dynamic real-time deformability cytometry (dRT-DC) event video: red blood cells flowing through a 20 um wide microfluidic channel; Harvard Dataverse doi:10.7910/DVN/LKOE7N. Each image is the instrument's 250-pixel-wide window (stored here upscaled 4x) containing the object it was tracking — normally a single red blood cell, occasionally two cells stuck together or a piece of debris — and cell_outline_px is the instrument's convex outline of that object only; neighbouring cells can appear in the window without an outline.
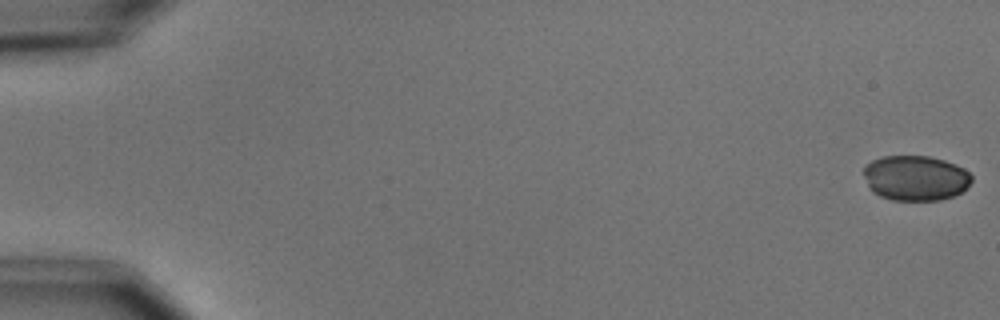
{"species": "common noctule bat (a hibernating species)", "species_latin": "Nyctalus noctula", "temperature_condition": "cold", "stored_images_in_passage": 6, "camera_frame_rate_fps": 3000, "um_per_image_px": 0.085, "animal": {"sex": "male", "body_mass_g": 15.6}, "frame": {"image": 1, "passage_image": 1, "time_ms": 0.0, "image_size_px": [1000, 320], "cell_outline_px": [[972, 180], [968, 188], [952, 196], [940, 200], [892, 200], [880, 196], [872, 192], [864, 176], [864, 164], [872, 160], [884, 156], [928, 156], [944, 160], [956, 164], [964, 168], [972, 176]], "centroid_in_image_um": [77.82, 15.13], "position_along_channel_um": 7.2, "area_um2": 28.55}}
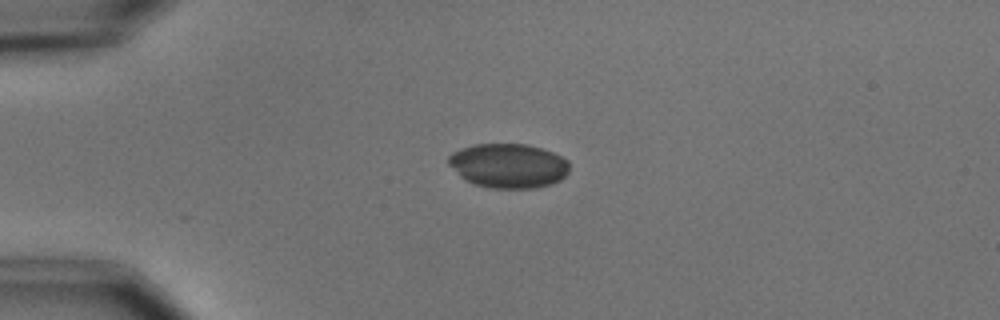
{"frame": {"image": 2, "passage_image": 4, "time_ms": 4.333, "image_size_px": [1000, 320], "cell_outline_px": [[568, 172], [560, 180], [536, 188], [488, 188], [464, 180], [448, 164], [448, 156], [452, 152], [460, 148], [472, 144], [528, 144], [552, 152], [568, 160]], "centroid_in_image_um": [43.18, 14.08], "position_along_channel_um": 41.8, "area_um2": 31.33}}
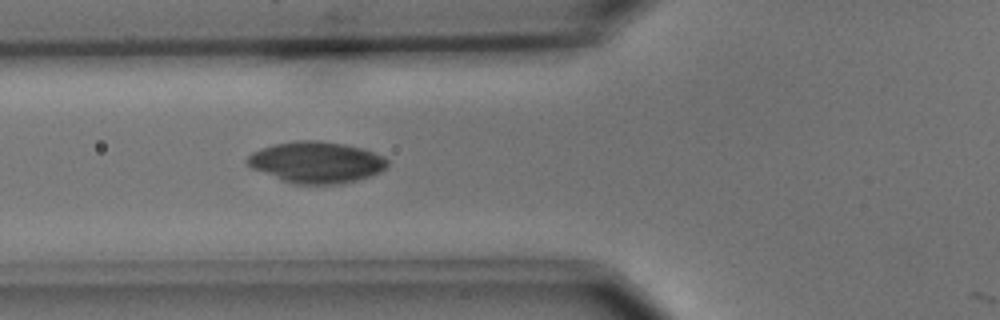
{"frame": {"image": 3, "passage_image": 6, "time_ms": 6.667, "image_size_px": [1000, 320], "cell_outline_px": [[388, 168], [372, 176], [340, 184], [296, 184], [280, 180], [252, 168], [244, 160], [252, 152], [272, 144], [296, 140], [320, 140], [344, 144], [364, 148], [384, 156], [388, 160]], "centroid_in_image_um": [26.91, 13.79], "position_along_channel_um": 98.9, "area_um2": 34.16}}